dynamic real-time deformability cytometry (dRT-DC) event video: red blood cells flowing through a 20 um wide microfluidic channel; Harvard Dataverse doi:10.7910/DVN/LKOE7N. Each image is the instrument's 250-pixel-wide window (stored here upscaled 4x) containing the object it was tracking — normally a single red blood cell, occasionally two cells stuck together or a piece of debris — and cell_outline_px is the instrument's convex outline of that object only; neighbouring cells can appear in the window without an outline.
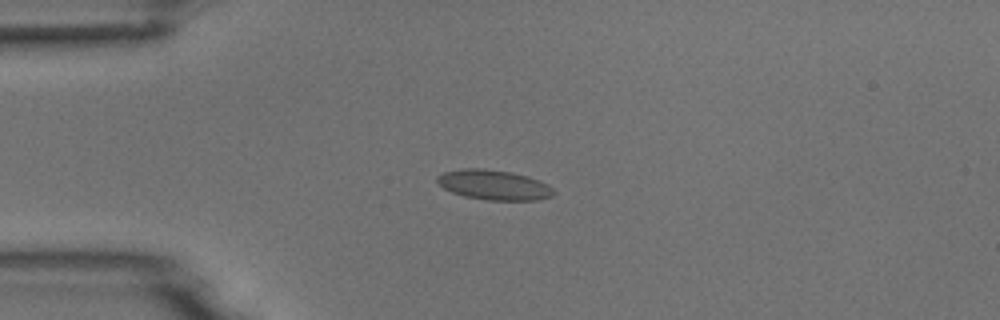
{"species": "common noctule bat (a hibernating species)", "species_latin": "Nyctalus noctula", "temperature_condition": "room temperature", "stored_images_in_passage": 4, "camera_frame_rate_fps": 3000, "um_per_image_px": 0.085, "animal": {"sex": "male", "body_mass_g": 18.8}, "frame": {"image": 1, "passage_image": 4, "time_ms": 3.667, "image_size_px": [1000, 320], "cell_outline_px": [[556, 192], [552, 196], [536, 200], [488, 200], [464, 196], [452, 192], [444, 188], [436, 180], [436, 176], [444, 172], [464, 168], [484, 168], [508, 172], [528, 176], [540, 180], [548, 184]], "centroid_in_image_um": [41.99, 15.71], "position_along_channel_um": 43.0, "area_um2": 20.29}}